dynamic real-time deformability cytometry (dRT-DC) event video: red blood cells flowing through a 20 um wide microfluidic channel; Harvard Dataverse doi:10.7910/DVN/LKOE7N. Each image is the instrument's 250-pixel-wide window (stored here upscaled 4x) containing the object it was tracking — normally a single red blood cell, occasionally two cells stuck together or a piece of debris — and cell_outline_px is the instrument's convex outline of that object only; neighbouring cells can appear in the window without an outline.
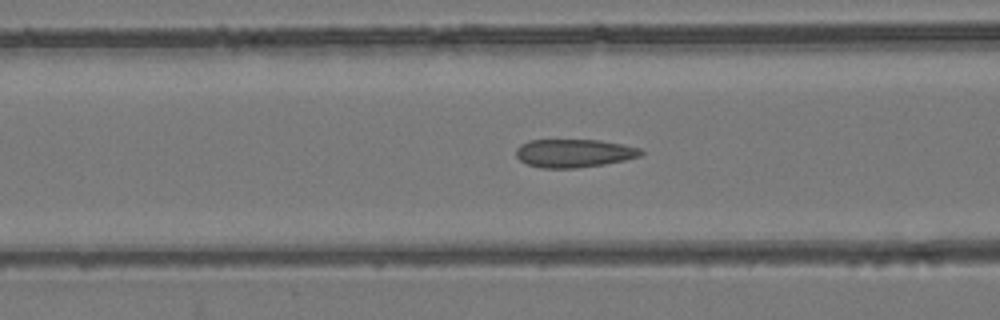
{"species": "common noctule bat (a hibernating species)", "species_latin": "Nyctalus noctula", "temperature_condition": "room temperature", "stored_images_in_passage": 54, "camera_frame_rate_fps": 3000, "um_per_image_px": 0.085, "animal": {"sex": "female", "body_mass_g": 24.6, "forearm_length_mm": 56.2}, "frame": {"image": 1, "passage_image": 22, "time_ms": 7.0, "image_size_px": [1000, 320], "cell_outline_px": [[644, 152], [640, 156], [624, 160], [604, 164], [576, 168], [540, 168], [528, 164], [520, 160], [516, 156], [516, 148], [520, 144], [528, 140], [600, 140], [640, 148]], "centroid_in_image_um": [48.76, 13.02], "position_along_channel_um": 117.8, "area_um2": 20.52}}
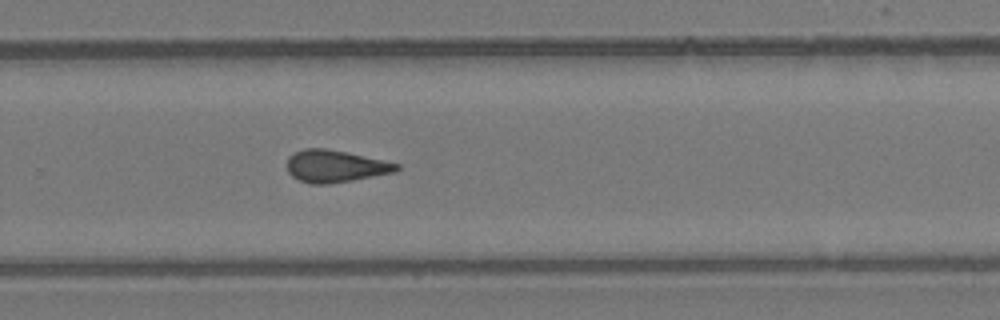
{"frame": {"image": 2, "passage_image": 36, "time_ms": 11.667, "image_size_px": [1000, 320], "cell_outline_px": [[400, 168], [396, 172], [352, 180], [328, 184], [312, 184], [300, 180], [292, 176], [288, 172], [288, 156], [304, 148], [324, 148], [348, 152], [384, 160], [400, 164]], "centroid_in_image_um": [28.52, 14.12], "position_along_channel_um": 301.3, "area_um2": 20.52}}
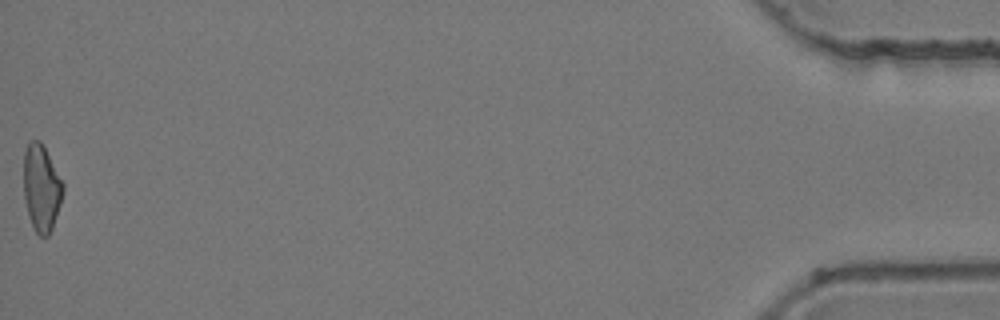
{"frame": {"image": 3, "passage_image": 54, "time_ms": 17.667, "image_size_px": [1000, 320], "cell_outline_px": [[64, 192], [52, 228], [48, 236], [40, 236], [36, 232], [28, 216], [24, 196], [24, 152], [28, 140], [40, 140], [64, 184]], "centroid_in_image_um": [3.51, 15.96], "position_along_channel_um": 431.7, "area_um2": 19.77}, "authors_computed_cell_mechanics": {"area_um2": 20.5768, "velocity_mm_per_s": 3.9276, "shape_relaxation_time_tau1_ms": null, "shape_relaxation_time_tau2_ms": 2.9439, "deformation_change_tau1": null, "deformation_change_tau2": 0.102}}